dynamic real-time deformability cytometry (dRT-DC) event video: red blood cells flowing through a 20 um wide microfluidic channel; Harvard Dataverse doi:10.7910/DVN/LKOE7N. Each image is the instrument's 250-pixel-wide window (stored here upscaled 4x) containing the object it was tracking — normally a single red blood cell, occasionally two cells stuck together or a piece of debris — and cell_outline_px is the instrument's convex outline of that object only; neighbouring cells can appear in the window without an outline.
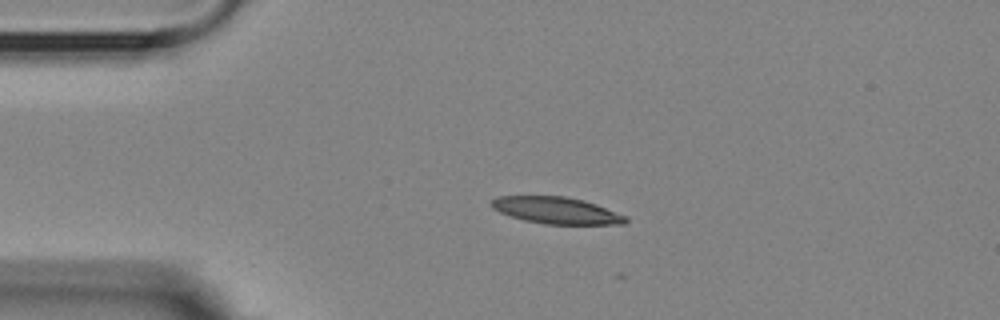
{"species": "Egyptian fruit bat (a non-hibernating species)", "species_latin": "Rousettus aegyptiacus", "temperature_condition": "room temperature", "stored_images_in_passage": 12, "camera_frame_rate_fps": 3000, "um_per_image_px": 0.085, "animal": {"sex": "female"}, "frame": {"image": 1, "passage_image": 10, "time_ms": 3.0, "image_size_px": [1000, 320], "cell_outline_px": [[628, 220], [624, 224], [544, 224], [524, 220], [500, 212], [492, 208], [492, 200], [496, 196], [564, 196], [584, 200], [596, 204], [628, 216]], "centroid_in_image_um": [47.33, 17.88], "position_along_channel_um": 37.7, "area_um2": 20.87}}